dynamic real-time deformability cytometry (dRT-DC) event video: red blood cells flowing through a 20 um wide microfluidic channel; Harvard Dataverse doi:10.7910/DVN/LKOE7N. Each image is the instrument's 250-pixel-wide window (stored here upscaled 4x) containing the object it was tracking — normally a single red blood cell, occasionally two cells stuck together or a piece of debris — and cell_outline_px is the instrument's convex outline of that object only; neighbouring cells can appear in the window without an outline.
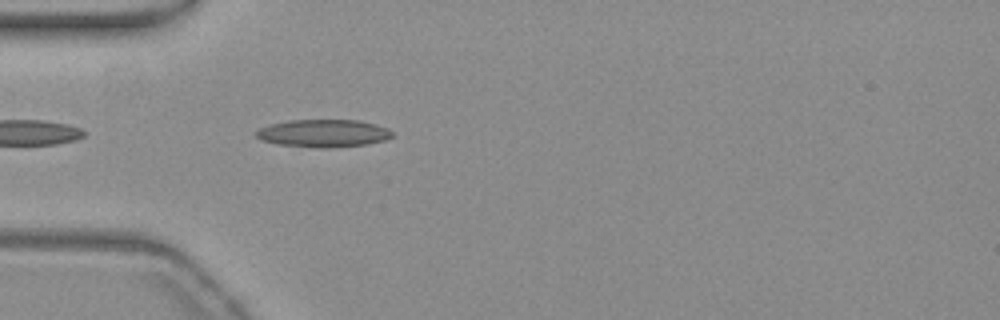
{"species": "common noctule bat (a hibernating species)", "species_latin": "Nyctalus noctula", "temperature_condition": "warm", "stored_images_in_passage": 40, "camera_frame_rate_fps": 3000, "um_per_image_px": 0.085, "animal": {"sex": "female", "body_mass_g": 19.3, "forearm_length_mm": 54.1}, "frame": {"image": 1, "passage_image": 3, "time_ms": 0.667, "image_size_px": [1000, 320], "cell_outline_px": [[392, 136], [384, 140], [368, 144], [332, 148], [316, 148], [276, 144], [260, 140], [256, 136], [256, 132], [260, 128], [272, 124], [288, 120], [356, 120], [388, 128], [392, 132]], "centroid_in_image_um": [27.46, 11.34], "position_along_channel_um": 57.5, "area_um2": 21.91}}
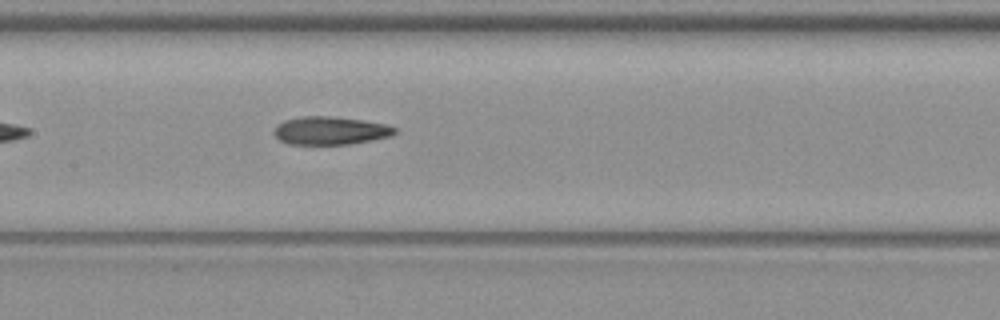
{"frame": {"image": 2, "passage_image": 13, "time_ms": 4.0, "image_size_px": [1000, 320], "cell_outline_px": [[396, 132], [392, 136], [372, 140], [348, 144], [288, 144], [280, 140], [276, 136], [276, 128], [284, 120], [304, 116], [328, 116], [360, 120], [384, 124], [396, 128]], "centroid_in_image_um": [28.1, 11.11], "position_along_channel_um": 179.3, "area_um2": 19.36}}
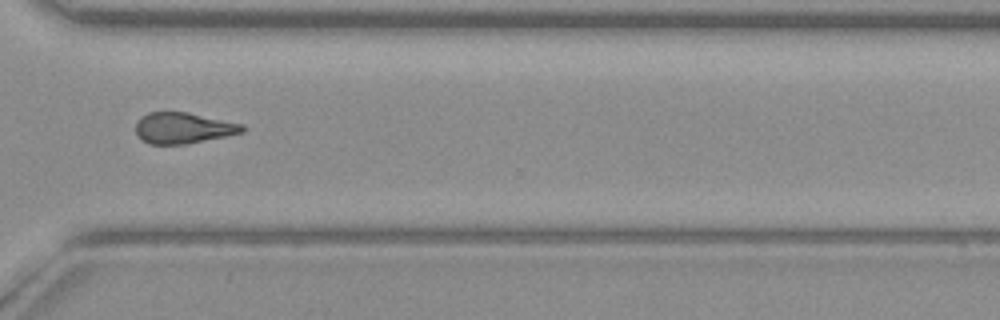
{"frame": {"image": 3, "passage_image": 27, "time_ms": 8.667, "image_size_px": [1000, 320], "cell_outline_px": [[244, 132], [188, 144], [148, 144], [140, 140], [136, 132], [136, 120], [140, 116], [148, 112], [188, 112], [244, 124]], "centroid_in_image_um": [15.54, 10.88], "position_along_channel_um": 355.1, "area_um2": 19.48}, "authors_computed_cell_mechanics": {"area_um2": 19.6231, "velocity_mm_per_s": 3.7713, "shape_relaxation_time_tau1_ms": 11.1335, "shape_relaxation_time_tau2_ms": 4.8259, "deformation_change_tau1": 0.2633, "deformation_change_tau2": 0.1598}}